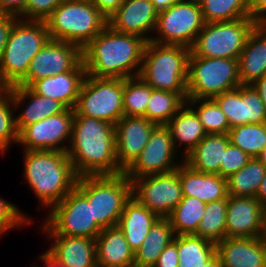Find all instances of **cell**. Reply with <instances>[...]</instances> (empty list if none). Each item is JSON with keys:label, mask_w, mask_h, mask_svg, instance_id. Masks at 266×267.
<instances>
[{"label": "cell", "mask_w": 266, "mask_h": 267, "mask_svg": "<svg viewBox=\"0 0 266 267\" xmlns=\"http://www.w3.org/2000/svg\"><path fill=\"white\" fill-rule=\"evenodd\" d=\"M147 42L107 25L82 49L86 75L119 79L139 76Z\"/></svg>", "instance_id": "cell-1"}, {"label": "cell", "mask_w": 266, "mask_h": 267, "mask_svg": "<svg viewBox=\"0 0 266 267\" xmlns=\"http://www.w3.org/2000/svg\"><path fill=\"white\" fill-rule=\"evenodd\" d=\"M67 155L78 177L124 173L116 159L114 125L86 116H74Z\"/></svg>", "instance_id": "cell-2"}, {"label": "cell", "mask_w": 266, "mask_h": 267, "mask_svg": "<svg viewBox=\"0 0 266 267\" xmlns=\"http://www.w3.org/2000/svg\"><path fill=\"white\" fill-rule=\"evenodd\" d=\"M25 182L39 199V210L49 211L76 187L78 175L67 152L23 150Z\"/></svg>", "instance_id": "cell-3"}, {"label": "cell", "mask_w": 266, "mask_h": 267, "mask_svg": "<svg viewBox=\"0 0 266 267\" xmlns=\"http://www.w3.org/2000/svg\"><path fill=\"white\" fill-rule=\"evenodd\" d=\"M190 48L148 41L139 77L153 89L178 93L187 100Z\"/></svg>", "instance_id": "cell-4"}, {"label": "cell", "mask_w": 266, "mask_h": 267, "mask_svg": "<svg viewBox=\"0 0 266 267\" xmlns=\"http://www.w3.org/2000/svg\"><path fill=\"white\" fill-rule=\"evenodd\" d=\"M45 23L50 39L73 43L83 49L105 29L108 19L92 0H64Z\"/></svg>", "instance_id": "cell-5"}, {"label": "cell", "mask_w": 266, "mask_h": 267, "mask_svg": "<svg viewBox=\"0 0 266 267\" xmlns=\"http://www.w3.org/2000/svg\"><path fill=\"white\" fill-rule=\"evenodd\" d=\"M49 39L45 21L19 18L0 59V87L16 85L26 75L32 58Z\"/></svg>", "instance_id": "cell-6"}, {"label": "cell", "mask_w": 266, "mask_h": 267, "mask_svg": "<svg viewBox=\"0 0 266 267\" xmlns=\"http://www.w3.org/2000/svg\"><path fill=\"white\" fill-rule=\"evenodd\" d=\"M76 188L92 202V219L102 229L118 225L132 197V181L125 173L78 177Z\"/></svg>", "instance_id": "cell-7"}, {"label": "cell", "mask_w": 266, "mask_h": 267, "mask_svg": "<svg viewBox=\"0 0 266 267\" xmlns=\"http://www.w3.org/2000/svg\"><path fill=\"white\" fill-rule=\"evenodd\" d=\"M240 85L238 59L189 56L187 99H213Z\"/></svg>", "instance_id": "cell-8"}, {"label": "cell", "mask_w": 266, "mask_h": 267, "mask_svg": "<svg viewBox=\"0 0 266 267\" xmlns=\"http://www.w3.org/2000/svg\"><path fill=\"white\" fill-rule=\"evenodd\" d=\"M40 223L44 235H65L95 239L103 230L92 219V202L75 187L54 205Z\"/></svg>", "instance_id": "cell-9"}, {"label": "cell", "mask_w": 266, "mask_h": 267, "mask_svg": "<svg viewBox=\"0 0 266 267\" xmlns=\"http://www.w3.org/2000/svg\"><path fill=\"white\" fill-rule=\"evenodd\" d=\"M258 24L251 19L205 23L189 56L238 59L247 38Z\"/></svg>", "instance_id": "cell-10"}, {"label": "cell", "mask_w": 266, "mask_h": 267, "mask_svg": "<svg viewBox=\"0 0 266 267\" xmlns=\"http://www.w3.org/2000/svg\"><path fill=\"white\" fill-rule=\"evenodd\" d=\"M124 79L85 75L74 116L97 118L115 125L123 116Z\"/></svg>", "instance_id": "cell-11"}, {"label": "cell", "mask_w": 266, "mask_h": 267, "mask_svg": "<svg viewBox=\"0 0 266 267\" xmlns=\"http://www.w3.org/2000/svg\"><path fill=\"white\" fill-rule=\"evenodd\" d=\"M204 24L198 0H180L158 12L151 41L191 48Z\"/></svg>", "instance_id": "cell-12"}, {"label": "cell", "mask_w": 266, "mask_h": 267, "mask_svg": "<svg viewBox=\"0 0 266 267\" xmlns=\"http://www.w3.org/2000/svg\"><path fill=\"white\" fill-rule=\"evenodd\" d=\"M132 196L159 218H167L183 198L179 167L168 173L134 179Z\"/></svg>", "instance_id": "cell-13"}, {"label": "cell", "mask_w": 266, "mask_h": 267, "mask_svg": "<svg viewBox=\"0 0 266 267\" xmlns=\"http://www.w3.org/2000/svg\"><path fill=\"white\" fill-rule=\"evenodd\" d=\"M183 161V156L174 147L169 129L157 125L139 157L124 173L133 181L145 175L174 171Z\"/></svg>", "instance_id": "cell-14"}, {"label": "cell", "mask_w": 266, "mask_h": 267, "mask_svg": "<svg viewBox=\"0 0 266 267\" xmlns=\"http://www.w3.org/2000/svg\"><path fill=\"white\" fill-rule=\"evenodd\" d=\"M74 110L66 108L60 114L25 126L19 132L22 150H57L67 152L71 137Z\"/></svg>", "instance_id": "cell-15"}, {"label": "cell", "mask_w": 266, "mask_h": 267, "mask_svg": "<svg viewBox=\"0 0 266 267\" xmlns=\"http://www.w3.org/2000/svg\"><path fill=\"white\" fill-rule=\"evenodd\" d=\"M82 60V49L73 43L49 39L32 58L26 75L15 85L30 87L35 81L71 71Z\"/></svg>", "instance_id": "cell-16"}, {"label": "cell", "mask_w": 266, "mask_h": 267, "mask_svg": "<svg viewBox=\"0 0 266 267\" xmlns=\"http://www.w3.org/2000/svg\"><path fill=\"white\" fill-rule=\"evenodd\" d=\"M226 115L230 128L266 123V109L251 84H241L213 98Z\"/></svg>", "instance_id": "cell-17"}, {"label": "cell", "mask_w": 266, "mask_h": 267, "mask_svg": "<svg viewBox=\"0 0 266 267\" xmlns=\"http://www.w3.org/2000/svg\"><path fill=\"white\" fill-rule=\"evenodd\" d=\"M265 207L256 197L227 198L225 238L263 237Z\"/></svg>", "instance_id": "cell-18"}, {"label": "cell", "mask_w": 266, "mask_h": 267, "mask_svg": "<svg viewBox=\"0 0 266 267\" xmlns=\"http://www.w3.org/2000/svg\"><path fill=\"white\" fill-rule=\"evenodd\" d=\"M157 125L145 117L123 116L115 125L116 159L125 172L145 148Z\"/></svg>", "instance_id": "cell-19"}, {"label": "cell", "mask_w": 266, "mask_h": 267, "mask_svg": "<svg viewBox=\"0 0 266 267\" xmlns=\"http://www.w3.org/2000/svg\"><path fill=\"white\" fill-rule=\"evenodd\" d=\"M158 11L151 0H125L108 19L115 31L132 34L151 41Z\"/></svg>", "instance_id": "cell-20"}, {"label": "cell", "mask_w": 266, "mask_h": 267, "mask_svg": "<svg viewBox=\"0 0 266 267\" xmlns=\"http://www.w3.org/2000/svg\"><path fill=\"white\" fill-rule=\"evenodd\" d=\"M6 89L12 94L18 132L25 126L39 122L47 117L60 114L66 109L58 100L40 96L30 87L14 85ZM26 100H28V102ZM20 109L21 111H18Z\"/></svg>", "instance_id": "cell-21"}, {"label": "cell", "mask_w": 266, "mask_h": 267, "mask_svg": "<svg viewBox=\"0 0 266 267\" xmlns=\"http://www.w3.org/2000/svg\"><path fill=\"white\" fill-rule=\"evenodd\" d=\"M222 267H266L263 237L225 238L216 243Z\"/></svg>", "instance_id": "cell-22"}, {"label": "cell", "mask_w": 266, "mask_h": 267, "mask_svg": "<svg viewBox=\"0 0 266 267\" xmlns=\"http://www.w3.org/2000/svg\"><path fill=\"white\" fill-rule=\"evenodd\" d=\"M85 75L81 60L71 71L37 80L30 88L40 96L58 100L66 108L74 109Z\"/></svg>", "instance_id": "cell-23"}, {"label": "cell", "mask_w": 266, "mask_h": 267, "mask_svg": "<svg viewBox=\"0 0 266 267\" xmlns=\"http://www.w3.org/2000/svg\"><path fill=\"white\" fill-rule=\"evenodd\" d=\"M52 242L47 251L66 267H98L95 239L45 235Z\"/></svg>", "instance_id": "cell-24"}, {"label": "cell", "mask_w": 266, "mask_h": 267, "mask_svg": "<svg viewBox=\"0 0 266 267\" xmlns=\"http://www.w3.org/2000/svg\"><path fill=\"white\" fill-rule=\"evenodd\" d=\"M179 180L183 196H192L205 203L229 196L227 178L193 170L184 161L179 165Z\"/></svg>", "instance_id": "cell-25"}, {"label": "cell", "mask_w": 266, "mask_h": 267, "mask_svg": "<svg viewBox=\"0 0 266 267\" xmlns=\"http://www.w3.org/2000/svg\"><path fill=\"white\" fill-rule=\"evenodd\" d=\"M238 68L241 84H252L266 74V24H258L249 34Z\"/></svg>", "instance_id": "cell-26"}, {"label": "cell", "mask_w": 266, "mask_h": 267, "mask_svg": "<svg viewBox=\"0 0 266 267\" xmlns=\"http://www.w3.org/2000/svg\"><path fill=\"white\" fill-rule=\"evenodd\" d=\"M95 242L98 267H134V252L118 226L104 228Z\"/></svg>", "instance_id": "cell-27"}, {"label": "cell", "mask_w": 266, "mask_h": 267, "mask_svg": "<svg viewBox=\"0 0 266 267\" xmlns=\"http://www.w3.org/2000/svg\"><path fill=\"white\" fill-rule=\"evenodd\" d=\"M165 126L169 129L175 149L183 158L207 135L197 113L187 102Z\"/></svg>", "instance_id": "cell-28"}, {"label": "cell", "mask_w": 266, "mask_h": 267, "mask_svg": "<svg viewBox=\"0 0 266 267\" xmlns=\"http://www.w3.org/2000/svg\"><path fill=\"white\" fill-rule=\"evenodd\" d=\"M158 218L133 196L126 202L117 226L124 233L134 253L141 247L151 226Z\"/></svg>", "instance_id": "cell-29"}, {"label": "cell", "mask_w": 266, "mask_h": 267, "mask_svg": "<svg viewBox=\"0 0 266 267\" xmlns=\"http://www.w3.org/2000/svg\"><path fill=\"white\" fill-rule=\"evenodd\" d=\"M230 143L228 134H207L185 157L193 170L220 175V162Z\"/></svg>", "instance_id": "cell-30"}, {"label": "cell", "mask_w": 266, "mask_h": 267, "mask_svg": "<svg viewBox=\"0 0 266 267\" xmlns=\"http://www.w3.org/2000/svg\"><path fill=\"white\" fill-rule=\"evenodd\" d=\"M174 237L175 233L169 219L158 218L141 247L134 253V267H153Z\"/></svg>", "instance_id": "cell-31"}, {"label": "cell", "mask_w": 266, "mask_h": 267, "mask_svg": "<svg viewBox=\"0 0 266 267\" xmlns=\"http://www.w3.org/2000/svg\"><path fill=\"white\" fill-rule=\"evenodd\" d=\"M178 267H204L216 255V243L196 236L177 235Z\"/></svg>", "instance_id": "cell-32"}, {"label": "cell", "mask_w": 266, "mask_h": 267, "mask_svg": "<svg viewBox=\"0 0 266 267\" xmlns=\"http://www.w3.org/2000/svg\"><path fill=\"white\" fill-rule=\"evenodd\" d=\"M265 175L264 164L258 158H252L241 170L227 178L228 195L256 197Z\"/></svg>", "instance_id": "cell-33"}, {"label": "cell", "mask_w": 266, "mask_h": 267, "mask_svg": "<svg viewBox=\"0 0 266 267\" xmlns=\"http://www.w3.org/2000/svg\"><path fill=\"white\" fill-rule=\"evenodd\" d=\"M205 202L192 196H183L180 203L167 217L175 235H190L197 232L199 222L205 213Z\"/></svg>", "instance_id": "cell-34"}, {"label": "cell", "mask_w": 266, "mask_h": 267, "mask_svg": "<svg viewBox=\"0 0 266 267\" xmlns=\"http://www.w3.org/2000/svg\"><path fill=\"white\" fill-rule=\"evenodd\" d=\"M205 23L248 18L249 0H198Z\"/></svg>", "instance_id": "cell-35"}, {"label": "cell", "mask_w": 266, "mask_h": 267, "mask_svg": "<svg viewBox=\"0 0 266 267\" xmlns=\"http://www.w3.org/2000/svg\"><path fill=\"white\" fill-rule=\"evenodd\" d=\"M185 103L178 93L152 88L143 117L156 125H166Z\"/></svg>", "instance_id": "cell-36"}, {"label": "cell", "mask_w": 266, "mask_h": 267, "mask_svg": "<svg viewBox=\"0 0 266 267\" xmlns=\"http://www.w3.org/2000/svg\"><path fill=\"white\" fill-rule=\"evenodd\" d=\"M230 143L248 154L258 158L266 147V123L242 124L229 129Z\"/></svg>", "instance_id": "cell-37"}, {"label": "cell", "mask_w": 266, "mask_h": 267, "mask_svg": "<svg viewBox=\"0 0 266 267\" xmlns=\"http://www.w3.org/2000/svg\"><path fill=\"white\" fill-rule=\"evenodd\" d=\"M227 198L206 204L205 213L194 234L214 243L225 239Z\"/></svg>", "instance_id": "cell-38"}, {"label": "cell", "mask_w": 266, "mask_h": 267, "mask_svg": "<svg viewBox=\"0 0 266 267\" xmlns=\"http://www.w3.org/2000/svg\"><path fill=\"white\" fill-rule=\"evenodd\" d=\"M186 102L197 113L207 134H228L229 122L214 99H187Z\"/></svg>", "instance_id": "cell-39"}, {"label": "cell", "mask_w": 266, "mask_h": 267, "mask_svg": "<svg viewBox=\"0 0 266 267\" xmlns=\"http://www.w3.org/2000/svg\"><path fill=\"white\" fill-rule=\"evenodd\" d=\"M152 87L139 76L124 79L123 110L124 116L143 117L146 113Z\"/></svg>", "instance_id": "cell-40"}, {"label": "cell", "mask_w": 266, "mask_h": 267, "mask_svg": "<svg viewBox=\"0 0 266 267\" xmlns=\"http://www.w3.org/2000/svg\"><path fill=\"white\" fill-rule=\"evenodd\" d=\"M19 132L16 126L12 94L6 89H0V153H7L12 144H18Z\"/></svg>", "instance_id": "cell-41"}, {"label": "cell", "mask_w": 266, "mask_h": 267, "mask_svg": "<svg viewBox=\"0 0 266 267\" xmlns=\"http://www.w3.org/2000/svg\"><path fill=\"white\" fill-rule=\"evenodd\" d=\"M32 219L34 217L27 216L17 205L0 197V236L12 229L15 230L19 227L21 229L23 226L33 224L34 220Z\"/></svg>", "instance_id": "cell-42"}, {"label": "cell", "mask_w": 266, "mask_h": 267, "mask_svg": "<svg viewBox=\"0 0 266 267\" xmlns=\"http://www.w3.org/2000/svg\"><path fill=\"white\" fill-rule=\"evenodd\" d=\"M252 158L241 149L229 143L224 151L223 162H220V176L228 178L241 170Z\"/></svg>", "instance_id": "cell-43"}, {"label": "cell", "mask_w": 266, "mask_h": 267, "mask_svg": "<svg viewBox=\"0 0 266 267\" xmlns=\"http://www.w3.org/2000/svg\"><path fill=\"white\" fill-rule=\"evenodd\" d=\"M64 0H26V20L45 21Z\"/></svg>", "instance_id": "cell-44"}, {"label": "cell", "mask_w": 266, "mask_h": 267, "mask_svg": "<svg viewBox=\"0 0 266 267\" xmlns=\"http://www.w3.org/2000/svg\"><path fill=\"white\" fill-rule=\"evenodd\" d=\"M177 235L160 254L157 263L153 267H178Z\"/></svg>", "instance_id": "cell-45"}, {"label": "cell", "mask_w": 266, "mask_h": 267, "mask_svg": "<svg viewBox=\"0 0 266 267\" xmlns=\"http://www.w3.org/2000/svg\"><path fill=\"white\" fill-rule=\"evenodd\" d=\"M0 14L26 20V0H0Z\"/></svg>", "instance_id": "cell-46"}, {"label": "cell", "mask_w": 266, "mask_h": 267, "mask_svg": "<svg viewBox=\"0 0 266 267\" xmlns=\"http://www.w3.org/2000/svg\"><path fill=\"white\" fill-rule=\"evenodd\" d=\"M16 16L0 14V59L7 44L10 32L18 20Z\"/></svg>", "instance_id": "cell-47"}, {"label": "cell", "mask_w": 266, "mask_h": 267, "mask_svg": "<svg viewBox=\"0 0 266 267\" xmlns=\"http://www.w3.org/2000/svg\"><path fill=\"white\" fill-rule=\"evenodd\" d=\"M249 15L257 24H266V0H249Z\"/></svg>", "instance_id": "cell-48"}, {"label": "cell", "mask_w": 266, "mask_h": 267, "mask_svg": "<svg viewBox=\"0 0 266 267\" xmlns=\"http://www.w3.org/2000/svg\"><path fill=\"white\" fill-rule=\"evenodd\" d=\"M125 0H92L94 6L109 19Z\"/></svg>", "instance_id": "cell-49"}, {"label": "cell", "mask_w": 266, "mask_h": 267, "mask_svg": "<svg viewBox=\"0 0 266 267\" xmlns=\"http://www.w3.org/2000/svg\"><path fill=\"white\" fill-rule=\"evenodd\" d=\"M260 96L266 109V74L251 84Z\"/></svg>", "instance_id": "cell-50"}, {"label": "cell", "mask_w": 266, "mask_h": 267, "mask_svg": "<svg viewBox=\"0 0 266 267\" xmlns=\"http://www.w3.org/2000/svg\"><path fill=\"white\" fill-rule=\"evenodd\" d=\"M41 262H44L43 267H66L64 264L59 262L55 257H53L47 250L40 254L39 258Z\"/></svg>", "instance_id": "cell-51"}, {"label": "cell", "mask_w": 266, "mask_h": 267, "mask_svg": "<svg viewBox=\"0 0 266 267\" xmlns=\"http://www.w3.org/2000/svg\"><path fill=\"white\" fill-rule=\"evenodd\" d=\"M180 0H151V2L154 4L155 9L160 12L163 11L170 6H172L174 3L179 2Z\"/></svg>", "instance_id": "cell-52"}, {"label": "cell", "mask_w": 266, "mask_h": 267, "mask_svg": "<svg viewBox=\"0 0 266 267\" xmlns=\"http://www.w3.org/2000/svg\"><path fill=\"white\" fill-rule=\"evenodd\" d=\"M256 198L264 207H266V175L260 183Z\"/></svg>", "instance_id": "cell-53"}, {"label": "cell", "mask_w": 266, "mask_h": 267, "mask_svg": "<svg viewBox=\"0 0 266 267\" xmlns=\"http://www.w3.org/2000/svg\"><path fill=\"white\" fill-rule=\"evenodd\" d=\"M204 267H222L221 260L216 254L211 260H209Z\"/></svg>", "instance_id": "cell-54"}, {"label": "cell", "mask_w": 266, "mask_h": 267, "mask_svg": "<svg viewBox=\"0 0 266 267\" xmlns=\"http://www.w3.org/2000/svg\"><path fill=\"white\" fill-rule=\"evenodd\" d=\"M258 159L264 164V166L266 167V147L264 148V150L262 151V153L260 154V156L258 157Z\"/></svg>", "instance_id": "cell-55"}, {"label": "cell", "mask_w": 266, "mask_h": 267, "mask_svg": "<svg viewBox=\"0 0 266 267\" xmlns=\"http://www.w3.org/2000/svg\"><path fill=\"white\" fill-rule=\"evenodd\" d=\"M263 239L266 242V207H265V220H264V234H263Z\"/></svg>", "instance_id": "cell-56"}]
</instances>
